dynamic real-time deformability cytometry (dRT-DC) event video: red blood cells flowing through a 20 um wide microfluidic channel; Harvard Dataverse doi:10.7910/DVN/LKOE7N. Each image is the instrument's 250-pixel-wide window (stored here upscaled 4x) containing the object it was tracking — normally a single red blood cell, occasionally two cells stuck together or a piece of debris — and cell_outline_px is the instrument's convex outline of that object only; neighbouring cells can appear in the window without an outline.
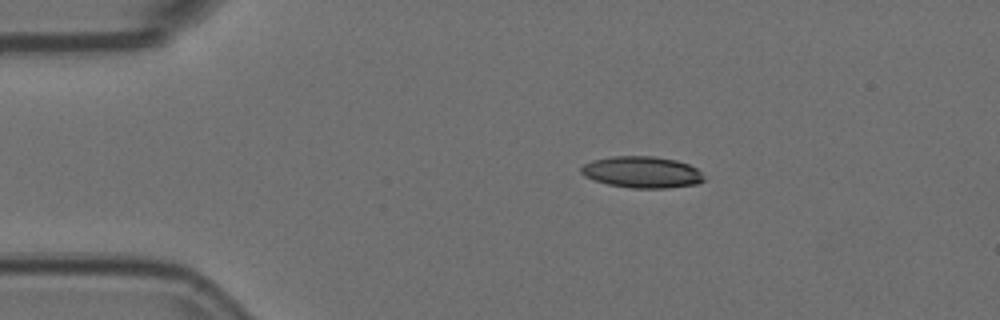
{"species": "Egyptian fruit bat (a non-hibernating species)", "species_latin": "Rousettus aegyptiacus", "temperature_condition": "room temperature", "stored_images_in_passage": 3, "camera_frame_rate_fps": 3000, "um_per_image_px": 0.085, "animal": {"sex": "female"}, "frame": {"image": 1, "passage_image": 2, "time_ms": 0.333, "image_size_px": [1000, 320], "cell_outline_px": [[704, 180], [696, 184], [668, 188], [632, 188], [608, 184], [584, 176], [580, 172], [580, 168], [584, 164], [592, 160], [612, 156], [652, 156], [676, 160], [688, 164], [696, 168], [704, 176]], "centroid_in_image_um": [54.56, 14.63], "position_along_channel_um": 30.4, "area_um2": 22.48}}